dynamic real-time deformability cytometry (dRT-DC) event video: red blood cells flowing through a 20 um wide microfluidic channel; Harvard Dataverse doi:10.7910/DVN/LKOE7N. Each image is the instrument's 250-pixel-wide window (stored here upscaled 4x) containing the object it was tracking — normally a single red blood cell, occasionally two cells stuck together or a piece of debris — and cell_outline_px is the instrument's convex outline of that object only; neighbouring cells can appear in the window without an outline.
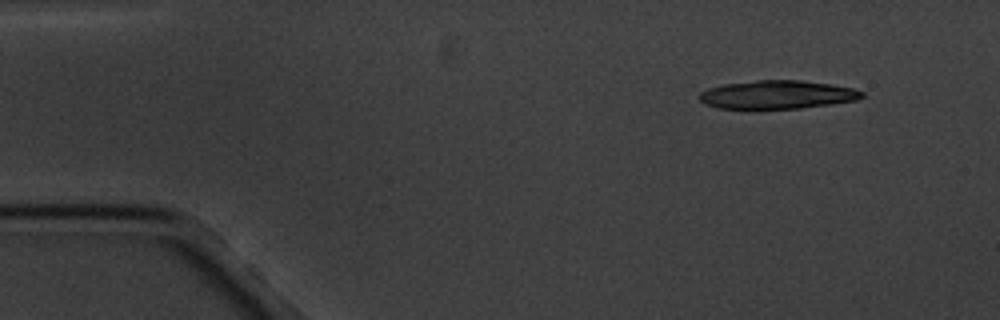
{"species": "common noctule bat (a hibernating species)", "species_latin": "Nyctalus noctula", "temperature_condition": "cold", "stored_images_in_passage": 5, "segment_of_instrument_passage": [1, 2], "camera_frame_rate_fps": 3000, "um_per_image_px": 0.085, "animal": {"sex": "male", "body_mass_g": 20.1, "forearm_length_mm": 53.5}, "frame": {"image": 1, "passage_image": 1, "time_ms": 0.0, "image_size_px": [1000, 320], "cell_outline_px": [[864, 96], [856, 100], [800, 108], [716, 108], [704, 104], [700, 100], [700, 92], [708, 88], [724, 84], [756, 80], [800, 80], [832, 84], [852, 88], [864, 92]], "centroid_in_image_um": [66.05, 8.03], "position_along_channel_um": 18.9, "area_um2": 26.7}}